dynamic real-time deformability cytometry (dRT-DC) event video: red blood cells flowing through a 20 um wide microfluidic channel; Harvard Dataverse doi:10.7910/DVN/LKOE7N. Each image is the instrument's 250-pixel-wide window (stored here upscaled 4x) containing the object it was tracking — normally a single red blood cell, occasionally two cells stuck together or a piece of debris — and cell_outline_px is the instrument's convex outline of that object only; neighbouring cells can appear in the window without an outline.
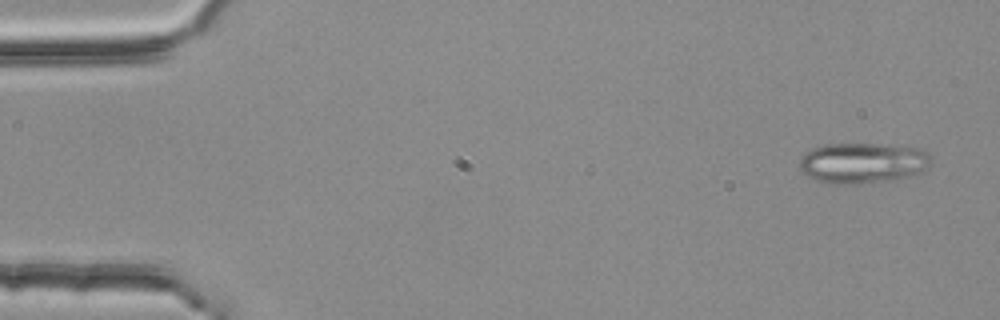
{"species": "common noctule bat (a hibernating species)", "species_latin": "Nyctalus noctula", "temperature_condition": "room temperature", "stored_images_in_passage": 3, "camera_frame_rate_fps": 3000, "um_per_image_px": 0.085, "animal": {"sex": "female", "body_mass_g": 25.1}, "frame": {"image": 1, "passage_image": 1, "time_ms": 0.0, "image_size_px": [1000, 320], "cell_outline_px": [[928, 164], [920, 172], [896, 180], [848, 184], [828, 184], [808, 176], [800, 172], [800, 156], [812, 148], [824, 144], [876, 144], [920, 148], [928, 156]], "centroid_in_image_um": [73.24, 13.85], "position_along_channel_um": 11.8, "area_um2": 30.87}}